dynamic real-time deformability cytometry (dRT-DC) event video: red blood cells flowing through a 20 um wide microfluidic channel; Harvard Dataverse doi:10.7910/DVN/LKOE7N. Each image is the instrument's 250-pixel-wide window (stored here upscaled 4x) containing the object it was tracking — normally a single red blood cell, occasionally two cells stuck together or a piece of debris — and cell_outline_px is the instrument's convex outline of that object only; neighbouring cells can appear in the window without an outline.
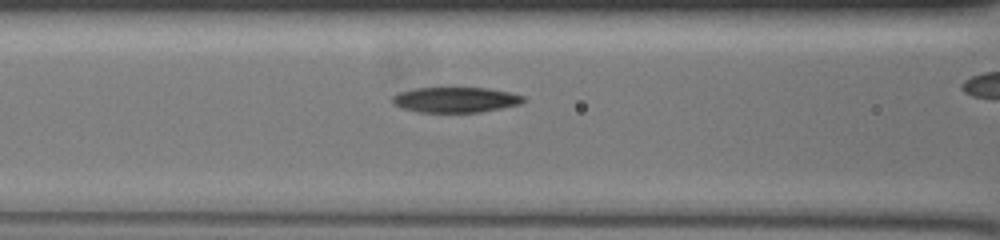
{"species": "common noctule bat (a hibernating species)", "species_latin": "Nyctalus noctula", "temperature_condition": "warm", "stored_images_in_passage": 24, "camera_frame_rate_fps": 3000, "um_per_image_px": 0.085, "animal": {"sex": "female", "body_mass_g": 19.5, "forearm_length_mm": 54.1}, "frame": {"image": 1, "passage_image": 3, "time_ms": 0.667, "image_size_px": [1000, 240], "cell_outline_px": [[524, 100], [520, 104], [480, 112], [420, 112], [404, 108], [392, 104], [392, 96], [400, 92], [412, 88], [488, 88], [508, 92], [524, 96]], "centroid_in_image_um": [38.69, 8.47], "position_along_channel_um": 127.9, "area_um2": 19.19}}
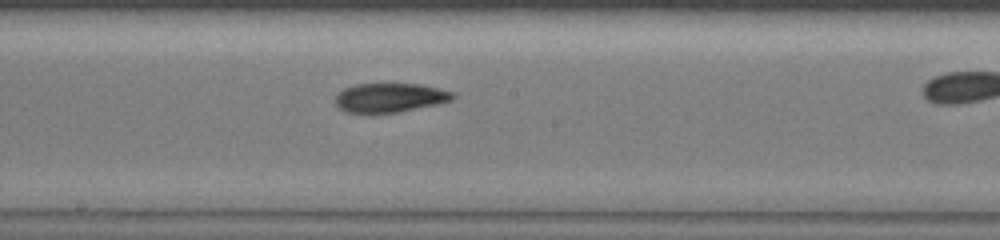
{"frame": {"image": 2, "passage_image": 10, "time_ms": 3.0, "image_size_px": [1000, 240], "cell_outline_px": [[456, 96], [452, 100], [396, 112], [348, 112], [340, 108], [336, 104], [336, 96], [344, 88], [356, 84], [416, 84], [436, 88], [452, 92]], "centroid_in_image_um": [33.11, 8.29], "position_along_channel_um": 215.1, "area_um2": 19.25}}
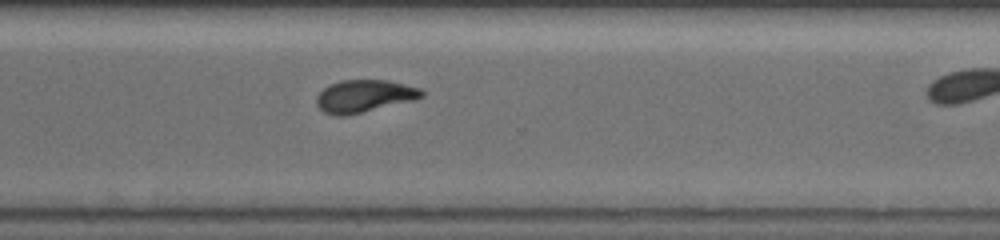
{"frame": {"image": 3, "passage_image": 20, "time_ms": 6.333, "image_size_px": [1000, 240], "cell_outline_px": [[424, 96], [344, 116], [336, 116], [324, 112], [316, 104], [316, 96], [324, 88], [340, 80], [388, 80], [420, 88], [424, 92]], "centroid_in_image_um": [30.9, 8.15], "position_along_channel_um": 339.7, "area_um2": 19.31}}